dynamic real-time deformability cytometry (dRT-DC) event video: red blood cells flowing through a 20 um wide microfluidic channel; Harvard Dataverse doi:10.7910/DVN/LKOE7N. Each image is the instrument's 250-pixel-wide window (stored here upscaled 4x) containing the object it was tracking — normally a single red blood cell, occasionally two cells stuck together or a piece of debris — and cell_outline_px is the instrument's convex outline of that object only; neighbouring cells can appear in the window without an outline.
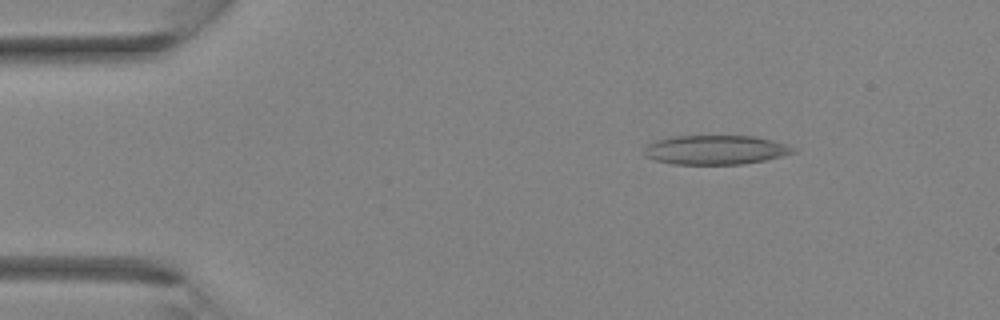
{"species": "Egyptian fruit bat (a non-hibernating species)", "species_latin": "Rousettus aegyptiacus", "temperature_condition": "room temperature", "stored_images_in_passage": 35, "camera_frame_rate_fps": 3000, "um_per_image_px": 0.085, "animal": {"sex": "female"}, "frame": {"image": 1, "passage_image": 5, "time_ms": 1.333, "image_size_px": [1000, 320], "cell_outline_px": [[796, 152], [764, 160], [744, 164], [676, 164], [652, 160], [644, 156], [644, 148], [648, 144], [656, 140], [668, 136], [756, 136], [772, 140], [796, 148]], "centroid_in_image_um": [60.77, 12.73], "position_along_channel_um": 24.2, "area_um2": 25.49}}
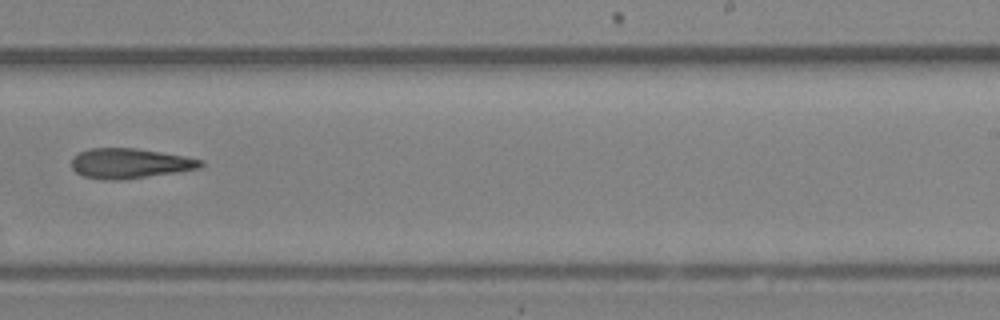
{"frame": {"image": 2, "passage_image": 22, "time_ms": 7.0, "image_size_px": [1000, 320], "cell_outline_px": [[204, 164], [200, 168], [176, 172], [120, 180], [104, 180], [84, 176], [76, 172], [72, 168], [72, 156], [80, 152], [92, 148], [136, 148], [184, 156], [204, 160]], "centroid_in_image_um": [11.03, 13.88], "position_along_channel_um": 278.0, "area_um2": 22.48}}
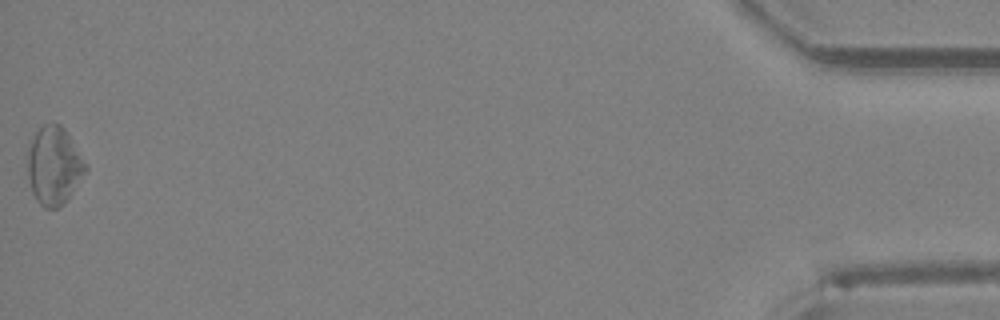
{"frame": {"image": 3, "passage_image": 35, "time_ms": 11.333, "image_size_px": [1000, 320], "cell_outline_px": [[88, 168], [68, 200], [60, 208], [44, 208], [36, 200], [32, 192], [28, 176], [28, 148], [36, 132], [44, 124], [60, 124], [64, 128], [88, 164]], "centroid_in_image_um": [4.61, 14.12], "position_along_channel_um": 430.6, "area_um2": 26.41}}